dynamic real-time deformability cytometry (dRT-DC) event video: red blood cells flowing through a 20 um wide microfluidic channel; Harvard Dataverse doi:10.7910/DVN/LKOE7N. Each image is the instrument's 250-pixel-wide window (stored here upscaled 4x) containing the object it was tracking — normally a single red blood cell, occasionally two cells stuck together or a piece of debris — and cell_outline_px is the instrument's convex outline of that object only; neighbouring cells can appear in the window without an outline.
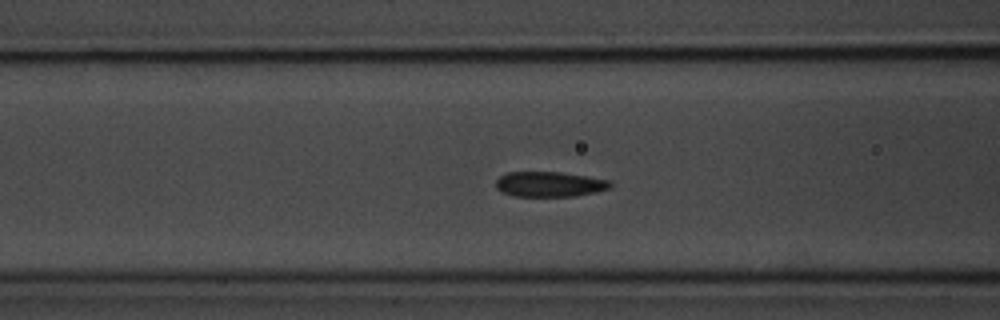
{"species": "common noctule bat (a hibernating species)", "species_latin": "Nyctalus noctula", "temperature_condition": "room temperature", "stored_images_in_passage": 48, "camera_frame_rate_fps": 3000, "um_per_image_px": 0.085, "animal": {"sex": "male", "body_mass_g": 20.1, "forearm_length_mm": 53.5}, "frame": {"image": 1, "passage_image": 21, "time_ms": 6.667, "image_size_px": [1000, 320], "cell_outline_px": [[612, 184], [608, 188], [596, 192], [576, 196], [512, 196], [500, 192], [496, 188], [496, 180], [500, 176], [508, 172], [560, 172], [612, 180]], "centroid_in_image_um": [46.69, 15.66], "position_along_channel_um": 119.9, "area_um2": 16.88}, "authors_computed_cell_mechanics": {"area_um2": 17.0799, "velocity_mm_per_s": 3.6619, "shape_relaxation_time_tau1_ms": 2.9193, "shape_relaxation_time_tau2_ms": 0.8106, "deformation_change_tau1": 0.0966, "deformation_change_tau2": 0.0352}}